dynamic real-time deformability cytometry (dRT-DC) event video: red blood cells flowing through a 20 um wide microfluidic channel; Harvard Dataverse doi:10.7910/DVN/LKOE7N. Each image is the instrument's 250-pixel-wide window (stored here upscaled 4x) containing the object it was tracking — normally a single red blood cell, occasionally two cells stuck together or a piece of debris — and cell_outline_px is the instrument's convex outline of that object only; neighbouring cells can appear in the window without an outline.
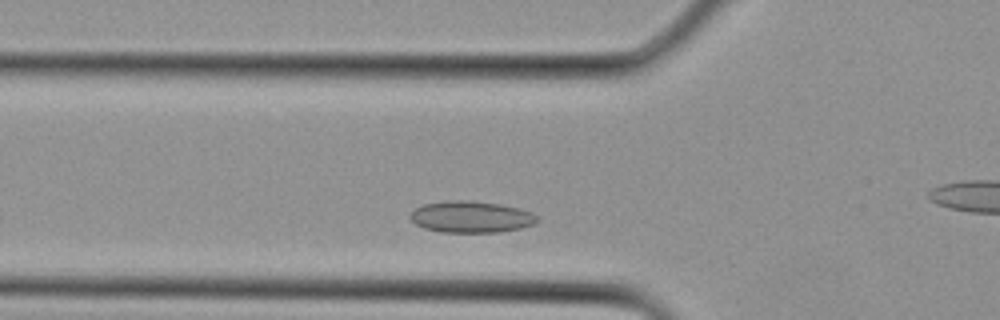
{"species": "Egyptian fruit bat (a non-hibernating species)", "species_latin": "Rousettus aegyptiacus", "temperature_condition": "cold", "stored_images_in_passage": 4, "camera_frame_rate_fps": 3000, "um_per_image_px": 0.085, "animal": {"sex": "female"}, "frame": {"image": 1, "passage_image": 3, "time_ms": 0.667, "image_size_px": [1000, 320], "cell_outline_px": [[540, 220], [532, 224], [520, 228], [496, 232], [440, 232], [424, 228], [416, 224], [408, 216], [416, 208], [424, 204], [448, 200], [464, 200], [500, 204], [520, 208], [532, 212], [540, 216]], "centroid_in_image_um": [40.06, 18.43], "position_along_channel_um": 85.7, "area_um2": 23.35}}